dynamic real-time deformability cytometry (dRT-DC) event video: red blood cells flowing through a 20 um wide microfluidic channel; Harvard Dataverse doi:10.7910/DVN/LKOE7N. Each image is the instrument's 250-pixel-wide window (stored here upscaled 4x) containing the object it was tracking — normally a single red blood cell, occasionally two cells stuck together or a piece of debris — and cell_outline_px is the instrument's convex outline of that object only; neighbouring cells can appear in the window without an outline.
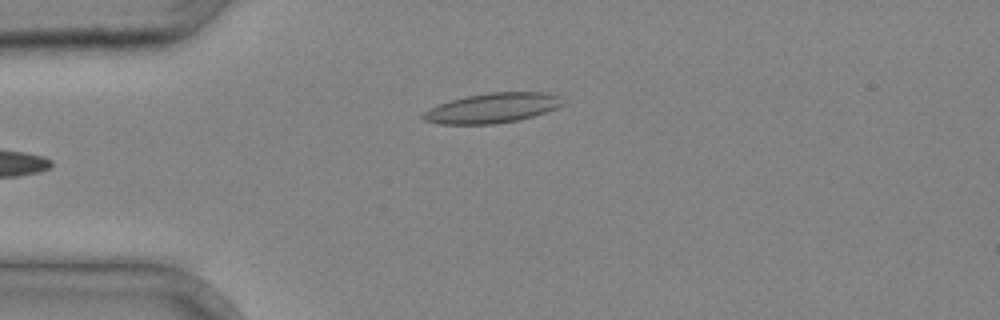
{"species": "common noctule bat (a hibernating species)", "species_latin": "Nyctalus noctula", "temperature_condition": "cold", "stored_images_in_passage": 3, "camera_frame_rate_fps": 3000, "um_per_image_px": 0.085, "animal": {"sex": "male", "body_mass_g": 20.4}, "frame": {"image": 1, "passage_image": 2, "time_ms": 0.333, "image_size_px": [1000, 320], "cell_outline_px": [[564, 104], [556, 108], [532, 116], [516, 120], [496, 124], [440, 124], [424, 120], [420, 116], [424, 112], [440, 104], [464, 96], [488, 92], [548, 92], [556, 96]], "centroid_in_image_um": [41.82, 9.18], "position_along_channel_um": 43.2, "area_um2": 23.99}}